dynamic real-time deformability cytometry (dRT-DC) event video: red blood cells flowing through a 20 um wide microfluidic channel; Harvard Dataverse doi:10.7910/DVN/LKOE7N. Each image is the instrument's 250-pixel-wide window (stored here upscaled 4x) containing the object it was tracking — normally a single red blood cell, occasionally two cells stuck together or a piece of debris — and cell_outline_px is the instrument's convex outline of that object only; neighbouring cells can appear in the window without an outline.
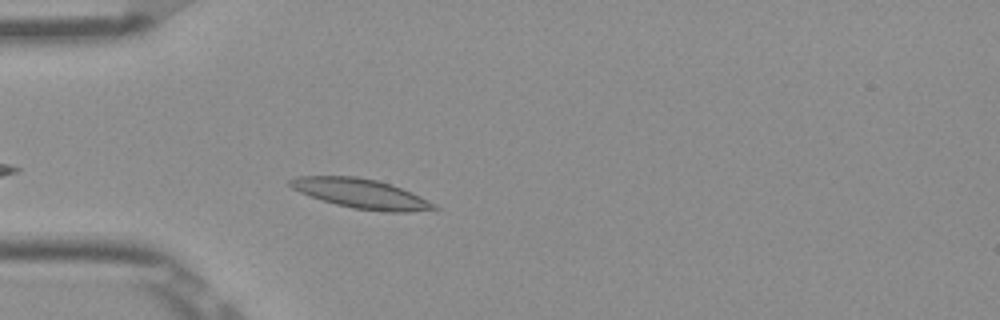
{"species": "Egyptian fruit bat (a non-hibernating species)", "species_latin": "Rousettus aegyptiacus", "temperature_condition": "room temperature", "stored_images_in_passage": 39, "camera_frame_rate_fps": 3000, "um_per_image_px": 0.085, "frame": {"image": 1, "passage_image": 4, "time_ms": 1.0, "image_size_px": [1000, 320], "cell_outline_px": [[440, 208], [436, 212], [384, 212], [352, 208], [336, 204], [300, 192], [292, 188], [288, 184], [288, 180], [296, 176], [356, 176], [376, 180], [412, 192], [436, 204]], "centroid_in_image_um": [30.78, 16.48], "position_along_channel_um": 54.2, "area_um2": 24.97}}
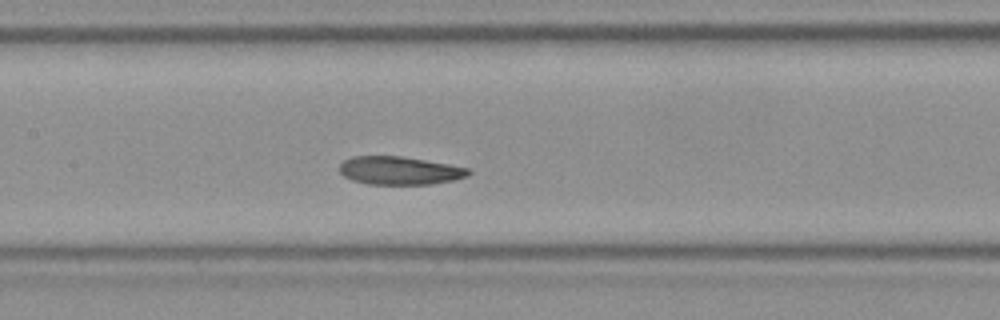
{"frame": {"image": 2, "passage_image": 14, "time_ms": 4.333, "image_size_px": [1000, 320], "cell_outline_px": [[472, 172], [468, 176], [456, 180], [432, 184], [368, 184], [352, 180], [344, 176], [340, 172], [340, 164], [344, 160], [352, 156], [400, 156], [448, 164], [468, 168]], "centroid_in_image_um": [33.98, 14.5], "position_along_channel_um": 173.4, "area_um2": 21.15}}
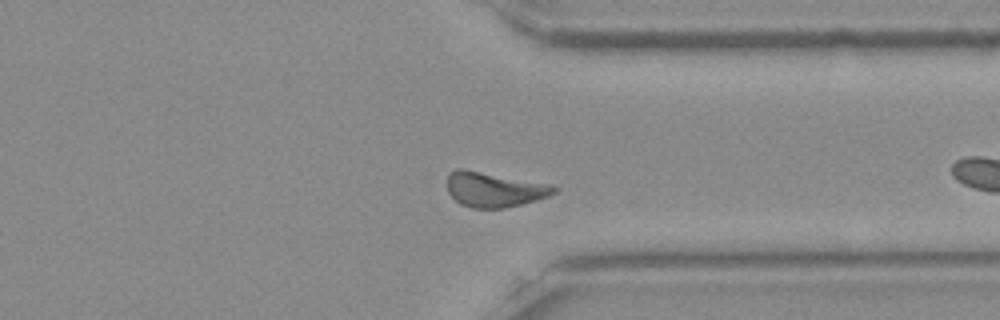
{"frame": {"image": 3, "passage_image": 26, "time_ms": 8.333, "image_size_px": [1000, 320], "cell_outline_px": [[556, 192], [548, 196], [536, 200], [504, 208], [472, 208], [460, 204], [448, 192], [448, 176], [456, 168], [464, 168], [552, 184], [556, 188]], "centroid_in_image_um": [42.01, 16.09], "position_along_channel_um": 369.4, "area_um2": 21.73}, "authors_computed_cell_mechanics": {"area_um2": 21.2704, "velocity_mm_per_s": 3.8543, "shape_relaxation_time_tau1_ms": 9.7023, "shape_relaxation_time_tau2_ms": 5.8194, "deformation_change_tau1": 0.1924, "deformation_change_tau2": 0.1167}}